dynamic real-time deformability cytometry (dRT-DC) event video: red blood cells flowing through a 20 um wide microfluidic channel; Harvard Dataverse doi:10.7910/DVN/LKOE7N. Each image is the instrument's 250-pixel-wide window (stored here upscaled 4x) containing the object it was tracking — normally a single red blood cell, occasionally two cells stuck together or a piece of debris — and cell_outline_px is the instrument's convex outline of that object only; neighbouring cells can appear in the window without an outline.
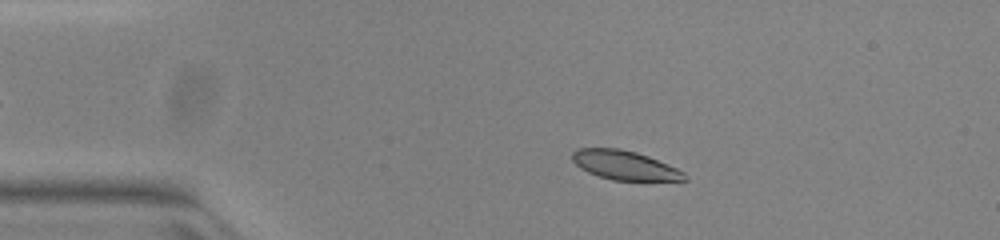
{"species": "common noctule bat (a hibernating species)", "species_latin": "Nyctalus noctula", "temperature_condition": "warm", "stored_images_in_passage": 49, "camera_frame_rate_fps": 3000, "um_per_image_px": 0.085, "animal": {"sex": "female", "body_mass_g": 23.0, "forearm_length_mm": 53.4}, "frame": {"image": 1, "passage_image": 7, "time_ms": 2.0, "image_size_px": [1000, 240], "cell_outline_px": [[688, 180], [612, 180], [588, 172], [580, 168], [572, 160], [572, 152], [576, 148], [620, 148], [636, 152], [648, 156], [676, 168], [684, 172], [688, 176]], "centroid_in_image_um": [53.08, 14.03], "position_along_channel_um": 31.9, "area_um2": 18.96}}
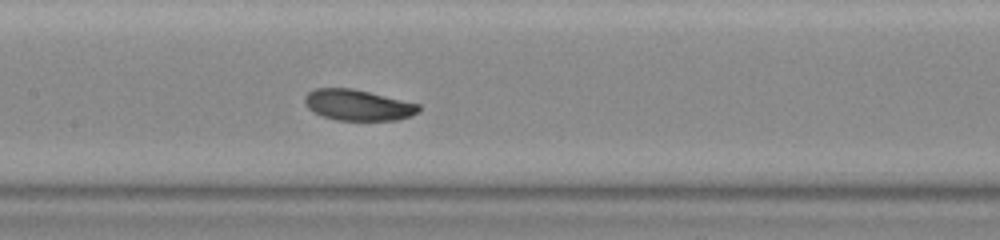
{"frame": {"image": 2, "passage_image": 22, "time_ms": 7.0, "image_size_px": [1000, 240], "cell_outline_px": [[420, 108], [416, 112], [400, 120], [336, 120], [324, 116], [308, 108], [304, 100], [304, 96], [308, 92], [316, 88], [352, 88], [420, 104]], "centroid_in_image_um": [30.41, 8.92], "position_along_channel_um": 177.0, "area_um2": 20.29}}
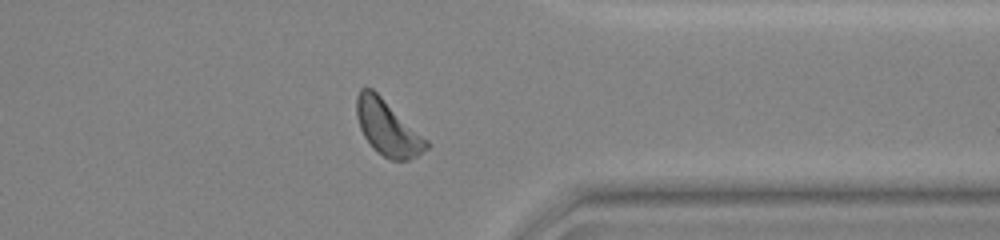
{"frame": {"image": 3, "passage_image": 38, "time_ms": 12.333, "image_size_px": [1000, 240], "cell_outline_px": [[428, 148], [416, 156], [408, 160], [392, 160], [384, 156], [372, 148], [364, 136], [360, 128], [356, 116], [356, 96], [360, 88], [372, 88], [428, 140]], "centroid_in_image_um": [32.92, 10.86], "position_along_channel_um": 378.5, "area_um2": 22.25}, "authors_computed_cell_mechanics": {"area_um2": 21.1548, "velocity_mm_per_s": 3.9314, "shape_relaxation_time_tau1_ms": 2.4432, "shape_relaxation_time_tau2_ms": null, "deformation_change_tau1": 0.1074, "deformation_change_tau2": null}}